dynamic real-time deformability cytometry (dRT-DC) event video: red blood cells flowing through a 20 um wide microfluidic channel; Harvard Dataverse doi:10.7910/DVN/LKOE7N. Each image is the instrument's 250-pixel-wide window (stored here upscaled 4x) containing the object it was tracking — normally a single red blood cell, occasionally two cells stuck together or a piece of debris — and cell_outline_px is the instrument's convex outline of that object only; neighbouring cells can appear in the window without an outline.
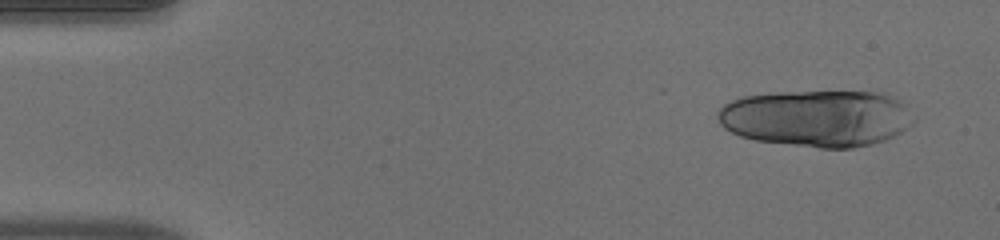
{"species": "human", "species_latin": "Homo sapiens", "temperature_condition": "warm", "stored_images_in_passage": 17, "camera_frame_rate_fps": 3000, "um_per_image_px": 0.085, "donor": {"sex": "male"}, "frame": {"image": 1, "passage_image": 3, "time_ms": 0.667, "image_size_px": [1000, 240], "cell_outline_px": [[916, 120], [912, 124], [900, 132], [884, 140], [872, 144], [852, 148], [820, 148], [756, 140], [740, 136], [724, 128], [720, 124], [716, 116], [720, 108], [724, 104], [732, 100], [744, 96], [776, 92], [888, 92], [900, 100], [916, 116]], "centroid_in_image_um": [69.46, 10.04], "position_along_channel_um": 15.5, "area_um2": 65.2}}